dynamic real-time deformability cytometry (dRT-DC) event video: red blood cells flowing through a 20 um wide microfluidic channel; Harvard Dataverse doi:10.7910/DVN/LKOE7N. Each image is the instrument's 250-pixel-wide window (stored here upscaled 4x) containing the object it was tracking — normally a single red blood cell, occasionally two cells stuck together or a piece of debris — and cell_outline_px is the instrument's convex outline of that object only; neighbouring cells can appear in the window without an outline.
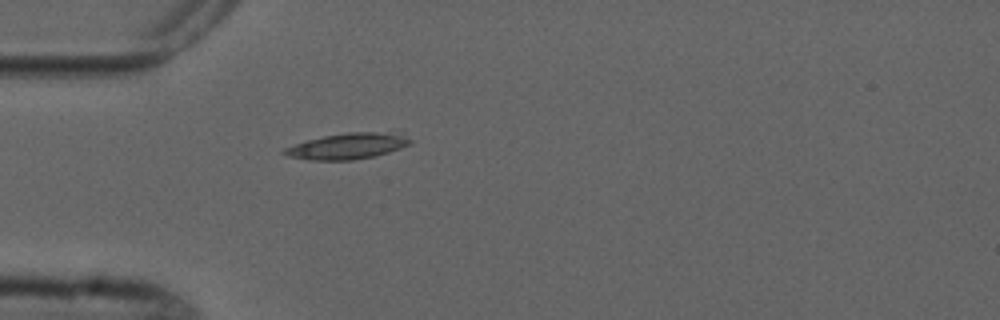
{"species": "common noctule bat (a hibernating species)", "species_latin": "Nyctalus noctula", "temperature_condition": "cold", "stored_images_in_passage": 5, "camera_frame_rate_fps": 3000, "um_per_image_px": 0.085, "animal": {"sex": "male", "forearm_length_mm": 52.5}, "frame": {"image": 1, "passage_image": 5, "time_ms": 4.667, "image_size_px": [1000, 320], "cell_outline_px": [[412, 140], [408, 144], [400, 148], [376, 156], [352, 160], [312, 160], [288, 156], [280, 152], [284, 148], [308, 140], [324, 136], [348, 132], [392, 128], [396, 128]], "centroid_in_image_um": [29.7, 12.36], "position_along_channel_um": 55.3, "area_um2": 19.83}}